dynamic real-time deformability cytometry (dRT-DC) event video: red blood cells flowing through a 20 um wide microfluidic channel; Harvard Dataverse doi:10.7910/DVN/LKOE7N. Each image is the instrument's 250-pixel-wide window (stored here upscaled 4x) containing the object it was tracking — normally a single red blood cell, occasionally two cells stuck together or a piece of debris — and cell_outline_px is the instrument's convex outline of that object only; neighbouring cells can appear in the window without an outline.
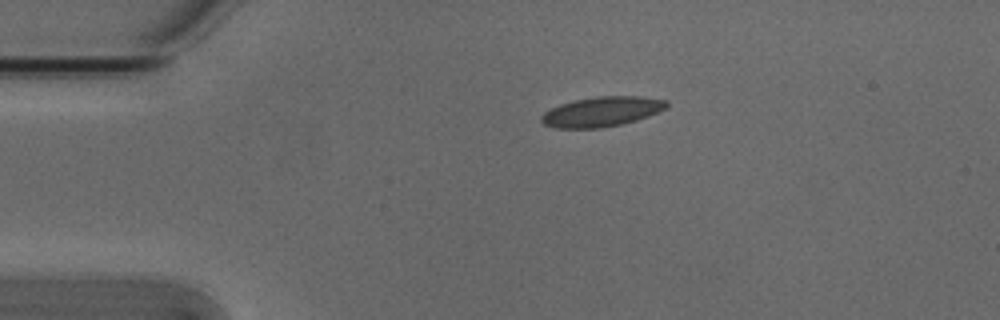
{"species": "Egyptian fruit bat (a non-hibernating species)", "species_latin": "Rousettus aegyptiacus", "temperature_condition": "cold", "stored_images_in_passage": 43, "camera_frame_rate_fps": 3000, "um_per_image_px": 0.085, "animal": {"sex": "male"}, "frame": {"image": 1, "passage_image": 1, "time_ms": 0.0, "image_size_px": [1000, 320], "cell_outline_px": [[668, 108], [648, 116], [636, 120], [620, 124], [600, 128], [556, 128], [544, 124], [540, 120], [540, 116], [544, 112], [560, 104], [576, 100], [596, 96], [640, 96], [668, 100]], "centroid_in_image_um": [51.17, 9.48], "position_along_channel_um": 33.8, "area_um2": 21.79}}
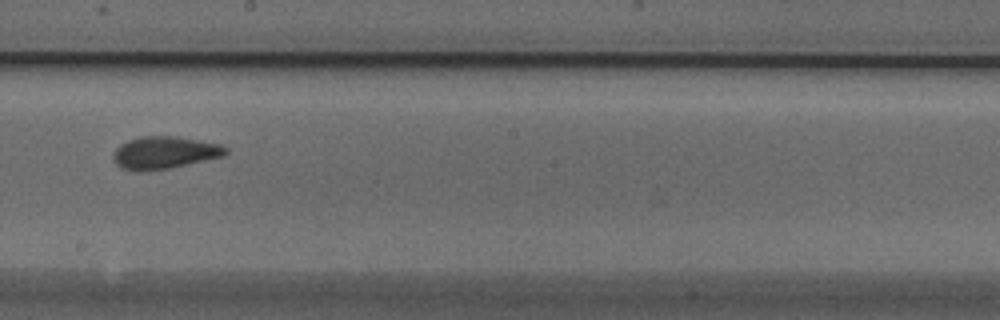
{"frame": {"image": 2, "passage_image": 20, "time_ms": 6.333, "image_size_px": [1000, 320], "cell_outline_px": [[228, 152], [224, 156], [168, 168], [144, 172], [132, 172], [120, 168], [112, 160], [112, 152], [120, 144], [128, 140], [140, 136], [176, 136], [220, 144], [228, 148]], "centroid_in_image_um": [13.91, 12.99], "position_along_channel_um": 234.3, "area_um2": 21.56}}
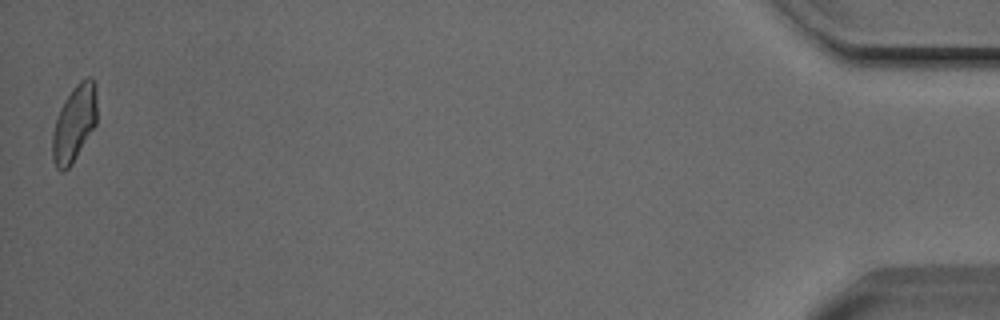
{"frame": {"image": 3, "passage_image": 43, "time_ms": 14.0, "image_size_px": [1000, 320], "cell_outline_px": [[96, 124], [72, 164], [64, 172], [60, 172], [56, 168], [52, 160], [52, 136], [56, 120], [60, 108], [64, 100], [72, 88], [80, 80], [88, 76], [92, 76], [96, 88]], "centroid_in_image_um": [6.3, 10.49], "position_along_channel_um": 428.9, "area_um2": 19.94}, "authors_computed_cell_mechanics": {"area_um2": 20.519, "velocity_mm_per_s": 3.8313, "shape_relaxation_time_tau1_ms": 2.1277, "shape_relaxation_time_tau2_ms": 1.4955, "deformation_change_tau1": 0.1116, "deformation_change_tau2": 0.0885}}